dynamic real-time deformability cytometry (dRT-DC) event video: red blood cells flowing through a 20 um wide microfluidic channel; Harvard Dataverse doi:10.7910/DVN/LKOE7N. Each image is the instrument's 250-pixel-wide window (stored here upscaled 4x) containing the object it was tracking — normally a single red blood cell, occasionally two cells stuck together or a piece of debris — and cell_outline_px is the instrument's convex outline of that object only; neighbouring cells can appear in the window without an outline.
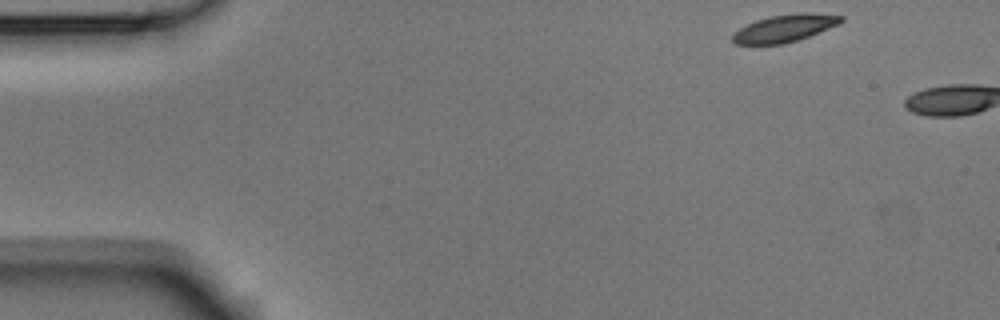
{"species": "Egyptian fruit bat (a non-hibernating species)", "species_latin": "Rousettus aegyptiacus", "temperature_condition": "room temperature", "stored_images_in_passage": 3, "camera_frame_rate_fps": 3000, "um_per_image_px": 0.085, "animal": {"sex": "male"}, "frame": {"image": 1, "passage_image": 1, "time_ms": 0.0, "image_size_px": [1000, 320], "cell_outline_px": [[844, 20], [840, 24], [808, 36], [784, 44], [736, 44], [732, 40], [732, 32], [756, 20], [768, 16], [800, 12], [808, 12], [844, 16]], "centroid_in_image_um": [66.7, 2.38], "position_along_channel_um": 18.3, "area_um2": 17.34}}